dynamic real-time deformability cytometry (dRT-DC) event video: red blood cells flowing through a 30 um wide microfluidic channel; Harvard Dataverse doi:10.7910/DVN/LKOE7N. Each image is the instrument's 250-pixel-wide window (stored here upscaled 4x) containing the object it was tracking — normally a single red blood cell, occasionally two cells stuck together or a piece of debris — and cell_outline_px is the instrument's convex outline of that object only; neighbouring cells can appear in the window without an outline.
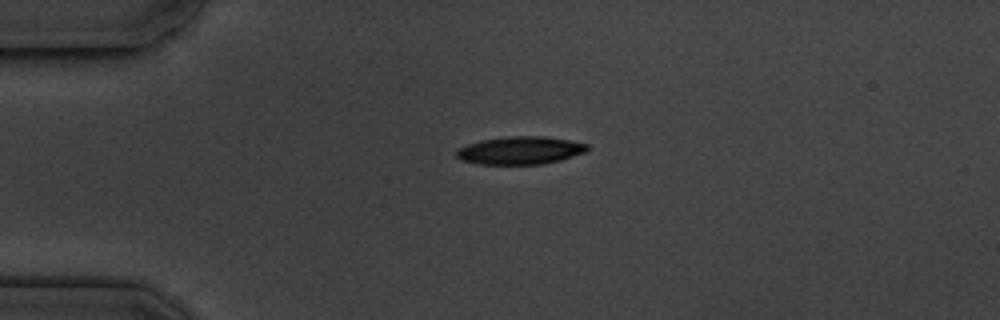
{"species": "common noctule bat (a hibernating species)", "species_latin": "Nyctalus noctula", "temperature_condition": "cold", "stored_images_in_passage": 3, "camera_frame_rate_fps": 3000, "um_per_image_px": 0.085, "animal": {"sex": "male", "body_mass_g": 19.5, "forearm_length_mm": 54.6}, "frame": {"image": 1, "passage_image": 1, "time_ms": 0.0, "image_size_px": [1000, 320], "cell_outline_px": [[588, 148], [584, 152], [560, 160], [540, 164], [480, 164], [464, 160], [456, 156], [456, 148], [480, 140], [508, 136], [544, 136], [568, 140], [588, 144]], "centroid_in_image_um": [44.19, 12.77], "position_along_channel_um": 40.8, "area_um2": 21.04}}